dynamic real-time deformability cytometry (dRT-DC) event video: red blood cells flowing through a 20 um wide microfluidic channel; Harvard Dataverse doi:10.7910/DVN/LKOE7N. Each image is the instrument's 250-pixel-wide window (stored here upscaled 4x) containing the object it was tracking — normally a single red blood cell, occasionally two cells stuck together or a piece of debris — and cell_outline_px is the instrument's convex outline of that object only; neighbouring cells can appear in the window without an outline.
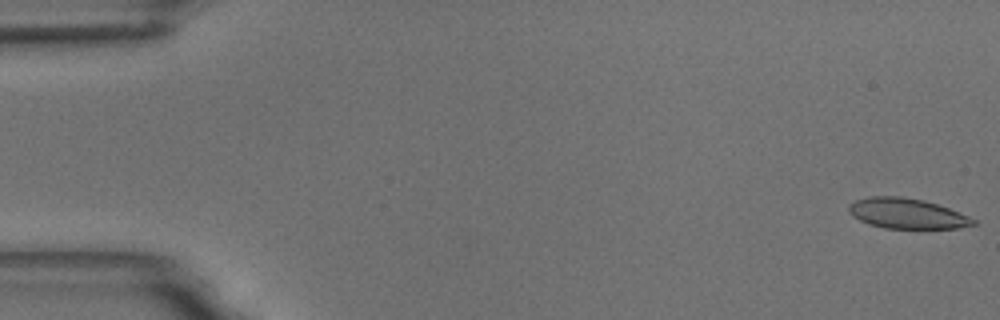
{"species": "common noctule bat (a hibernating species)", "species_latin": "Nyctalus noctula", "temperature_condition": "room temperature", "stored_images_in_passage": 57, "camera_frame_rate_fps": 3000, "um_per_image_px": 0.085, "animal": {"sex": "male", "body_mass_g": 18.8}, "frame": {"image": 1, "passage_image": 1, "time_ms": 0.0, "image_size_px": [1000, 320], "cell_outline_px": [[976, 224], [960, 228], [884, 228], [868, 224], [852, 216], [848, 212], [848, 204], [856, 200], [868, 196], [900, 196], [924, 200], [960, 212], [976, 220]], "centroid_in_image_um": [77.06, 18.14], "position_along_channel_um": 7.9, "area_um2": 22.02}}
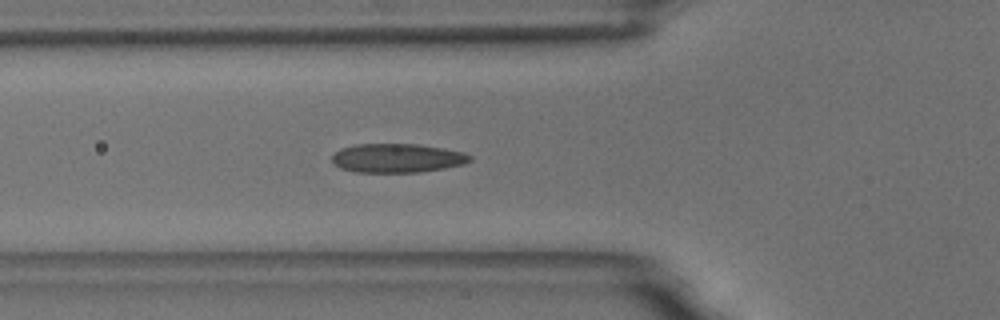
{"frame": {"image": 2, "passage_image": 20, "time_ms": 6.333, "image_size_px": [1000, 320], "cell_outline_px": [[472, 160], [464, 164], [444, 168], [420, 172], [356, 172], [340, 168], [332, 164], [332, 156], [340, 148], [356, 144], [416, 144], [444, 148], [464, 152], [472, 156]], "centroid_in_image_um": [33.76, 13.44], "position_along_channel_um": 92.0, "area_um2": 23.41}}
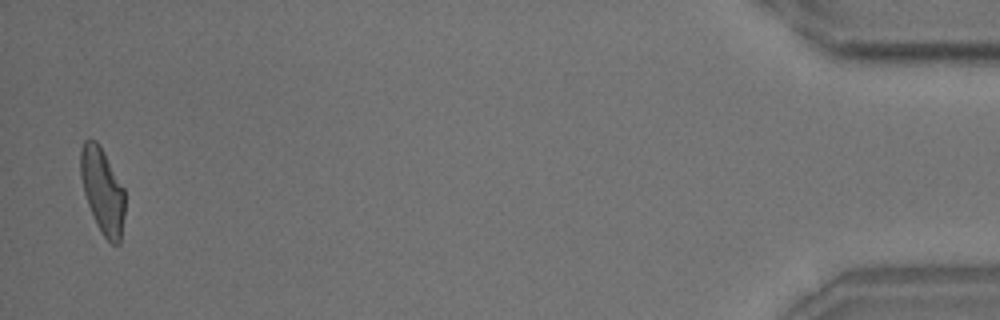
{"frame": {"image": 3, "passage_image": 55, "time_ms": 18.0, "image_size_px": [1000, 320], "cell_outline_px": [[124, 216], [120, 244], [112, 244], [104, 236], [96, 224], [88, 204], [84, 192], [80, 176], [80, 148], [84, 140], [96, 140], [124, 188]], "centroid_in_image_um": [8.7, 16.23], "position_along_channel_um": 426.5, "area_um2": 21.85}}